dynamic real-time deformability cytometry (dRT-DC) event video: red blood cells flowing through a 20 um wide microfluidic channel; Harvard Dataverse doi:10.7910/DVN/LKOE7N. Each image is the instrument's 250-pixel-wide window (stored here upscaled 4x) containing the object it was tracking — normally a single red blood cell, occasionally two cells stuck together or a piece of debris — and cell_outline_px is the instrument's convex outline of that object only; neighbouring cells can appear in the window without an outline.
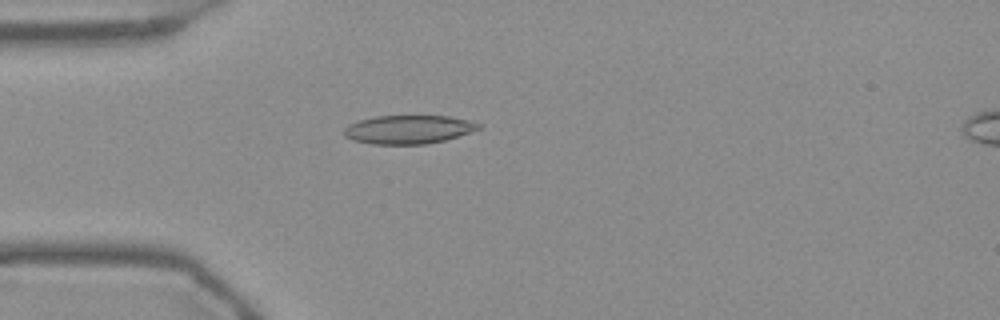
{"species": "Egyptian fruit bat (a non-hibernating species)", "species_latin": "Rousettus aegyptiacus", "temperature_condition": "warm", "stored_images_in_passage": 54, "camera_frame_rate_fps": 3000, "um_per_image_px": 0.085, "frame": {"image": 1, "passage_image": 15, "time_ms": 4.667, "image_size_px": [1000, 320], "cell_outline_px": [[484, 128], [444, 140], [424, 144], [372, 144], [352, 140], [344, 136], [344, 128], [348, 124], [360, 120], [376, 116], [448, 116], [468, 120], [480, 124]], "centroid_in_image_um": [34.71, 11.0], "position_along_channel_um": 50.3, "area_um2": 22.37}}
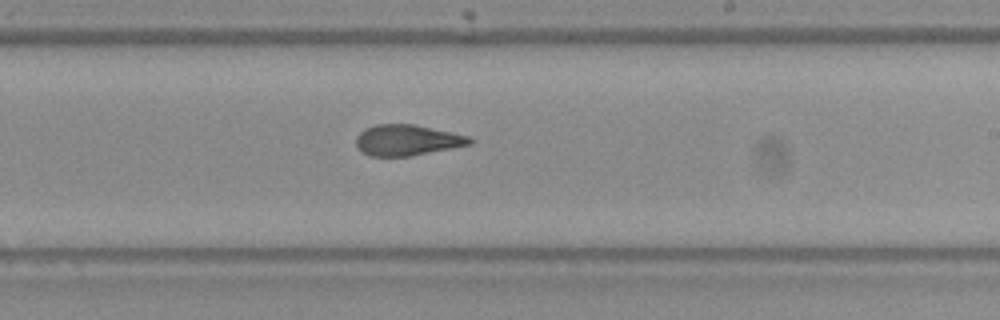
{"frame": {"image": 2, "passage_image": 32, "time_ms": 10.333, "image_size_px": [1000, 320], "cell_outline_px": [[476, 140], [472, 144], [412, 156], [368, 156], [360, 152], [356, 144], [356, 136], [364, 128], [376, 124], [416, 124], [452, 132], [468, 136]], "centroid_in_image_um": [34.6, 11.91], "position_along_channel_um": 254.4, "area_um2": 20.75}}
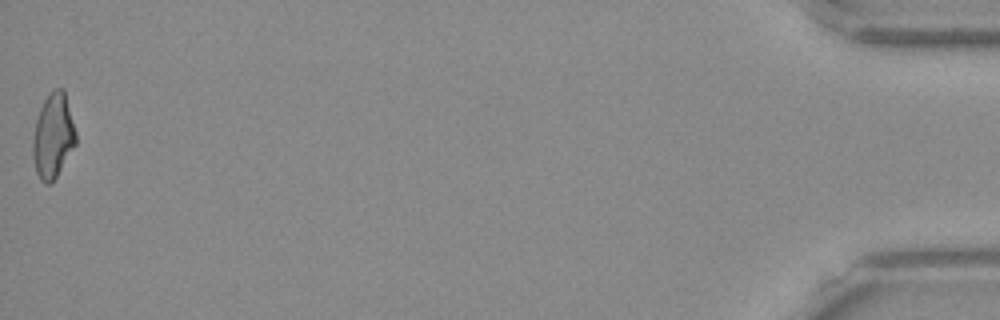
{"frame": {"image": 3, "passage_image": 54, "time_ms": 17.667, "image_size_px": [1000, 320], "cell_outline_px": [[76, 144], [56, 176], [48, 184], [44, 184], [40, 180], [36, 172], [32, 156], [32, 140], [36, 120], [40, 108], [44, 100], [56, 88], [64, 88], [76, 132]], "centroid_in_image_um": [4.5, 11.56], "position_along_channel_um": 430.7, "area_um2": 21.1}, "authors_computed_cell_mechanics": {"area_um2": 21.2415, "velocity_mm_per_s": 3.7682, "shape_relaxation_time_tau1_ms": null, "shape_relaxation_time_tau2_ms": 2.2551, "deformation_change_tau1": null, "deformation_change_tau2": 0.1031}}